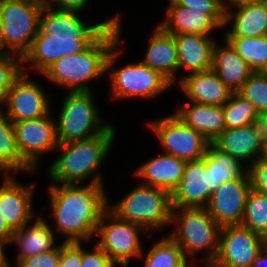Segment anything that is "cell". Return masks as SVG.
<instances>
[{"instance_id":"6da1fadb","label":"cell","mask_w":267,"mask_h":267,"mask_svg":"<svg viewBox=\"0 0 267 267\" xmlns=\"http://www.w3.org/2000/svg\"><path fill=\"white\" fill-rule=\"evenodd\" d=\"M116 24V16L95 25H87L77 11L54 10L45 6L39 18V31L22 62L30 63L41 74L55 61L85 51L108 27Z\"/></svg>"},{"instance_id":"7a4b0ae2","label":"cell","mask_w":267,"mask_h":267,"mask_svg":"<svg viewBox=\"0 0 267 267\" xmlns=\"http://www.w3.org/2000/svg\"><path fill=\"white\" fill-rule=\"evenodd\" d=\"M50 206L56 230L67 235L64 242L91 240L102 215L108 209V197L101 184L56 183L50 186Z\"/></svg>"},{"instance_id":"3957f363","label":"cell","mask_w":267,"mask_h":267,"mask_svg":"<svg viewBox=\"0 0 267 267\" xmlns=\"http://www.w3.org/2000/svg\"><path fill=\"white\" fill-rule=\"evenodd\" d=\"M120 21L116 15V24L108 27L85 51L63 56L42 74L71 92L92 91L87 85L89 80L102 77L117 62Z\"/></svg>"},{"instance_id":"277c9868","label":"cell","mask_w":267,"mask_h":267,"mask_svg":"<svg viewBox=\"0 0 267 267\" xmlns=\"http://www.w3.org/2000/svg\"><path fill=\"white\" fill-rule=\"evenodd\" d=\"M114 138L115 128L110 125L91 138L59 144L56 151L62 154L49 167L50 179L57 184H79L94 176L90 184L103 185L101 175L95 171L108 155Z\"/></svg>"},{"instance_id":"5b68a950","label":"cell","mask_w":267,"mask_h":267,"mask_svg":"<svg viewBox=\"0 0 267 267\" xmlns=\"http://www.w3.org/2000/svg\"><path fill=\"white\" fill-rule=\"evenodd\" d=\"M44 3L37 0H0V47L21 58L30 50L39 31Z\"/></svg>"},{"instance_id":"8992f818","label":"cell","mask_w":267,"mask_h":267,"mask_svg":"<svg viewBox=\"0 0 267 267\" xmlns=\"http://www.w3.org/2000/svg\"><path fill=\"white\" fill-rule=\"evenodd\" d=\"M108 209L118 218L147 232L171 225V193L162 188L138 185Z\"/></svg>"},{"instance_id":"52a82bcc","label":"cell","mask_w":267,"mask_h":267,"mask_svg":"<svg viewBox=\"0 0 267 267\" xmlns=\"http://www.w3.org/2000/svg\"><path fill=\"white\" fill-rule=\"evenodd\" d=\"M172 223L177 227L168 236L180 246L186 259L201 250L208 251L205 258L217 256L221 227L206 208L172 207Z\"/></svg>"},{"instance_id":"ba28073f","label":"cell","mask_w":267,"mask_h":267,"mask_svg":"<svg viewBox=\"0 0 267 267\" xmlns=\"http://www.w3.org/2000/svg\"><path fill=\"white\" fill-rule=\"evenodd\" d=\"M92 98V91L69 92L56 122L58 144L91 138L110 126L100 119Z\"/></svg>"},{"instance_id":"9c48e42d","label":"cell","mask_w":267,"mask_h":267,"mask_svg":"<svg viewBox=\"0 0 267 267\" xmlns=\"http://www.w3.org/2000/svg\"><path fill=\"white\" fill-rule=\"evenodd\" d=\"M105 219H109L107 224ZM139 230L147 232L134 223L118 218L107 209L97 227L96 236L100 239L97 245L115 264L127 266L130 258L143 256Z\"/></svg>"},{"instance_id":"30bf717a","label":"cell","mask_w":267,"mask_h":267,"mask_svg":"<svg viewBox=\"0 0 267 267\" xmlns=\"http://www.w3.org/2000/svg\"><path fill=\"white\" fill-rule=\"evenodd\" d=\"M165 149L186 162L202 159L210 142L198 131L185 125L175 114L149 123Z\"/></svg>"},{"instance_id":"8fae6325","label":"cell","mask_w":267,"mask_h":267,"mask_svg":"<svg viewBox=\"0 0 267 267\" xmlns=\"http://www.w3.org/2000/svg\"><path fill=\"white\" fill-rule=\"evenodd\" d=\"M114 98L142 97L153 99L173 84L160 72L142 62L129 63L111 72Z\"/></svg>"},{"instance_id":"7c38bea8","label":"cell","mask_w":267,"mask_h":267,"mask_svg":"<svg viewBox=\"0 0 267 267\" xmlns=\"http://www.w3.org/2000/svg\"><path fill=\"white\" fill-rule=\"evenodd\" d=\"M16 143L21 158L36 170L41 153L49 152L58 147L56 122L50 113L44 117L13 122Z\"/></svg>"},{"instance_id":"4fadbf2b","label":"cell","mask_w":267,"mask_h":267,"mask_svg":"<svg viewBox=\"0 0 267 267\" xmlns=\"http://www.w3.org/2000/svg\"><path fill=\"white\" fill-rule=\"evenodd\" d=\"M24 67L22 75L7 92L4 102L7 111H2L12 122L44 117L50 113L47 94L37 82L28 79V69Z\"/></svg>"},{"instance_id":"5bb4252c","label":"cell","mask_w":267,"mask_h":267,"mask_svg":"<svg viewBox=\"0 0 267 267\" xmlns=\"http://www.w3.org/2000/svg\"><path fill=\"white\" fill-rule=\"evenodd\" d=\"M250 190L247 171L238 179L222 183L212 193L206 209L220 227L241 225Z\"/></svg>"},{"instance_id":"9a60e30c","label":"cell","mask_w":267,"mask_h":267,"mask_svg":"<svg viewBox=\"0 0 267 267\" xmlns=\"http://www.w3.org/2000/svg\"><path fill=\"white\" fill-rule=\"evenodd\" d=\"M213 193L211 168L203 159L186 162L182 179L171 193V205L178 208H206Z\"/></svg>"},{"instance_id":"2e32d148","label":"cell","mask_w":267,"mask_h":267,"mask_svg":"<svg viewBox=\"0 0 267 267\" xmlns=\"http://www.w3.org/2000/svg\"><path fill=\"white\" fill-rule=\"evenodd\" d=\"M264 248V237L242 225L221 227L217 258L232 267H251Z\"/></svg>"},{"instance_id":"e0dca14e","label":"cell","mask_w":267,"mask_h":267,"mask_svg":"<svg viewBox=\"0 0 267 267\" xmlns=\"http://www.w3.org/2000/svg\"><path fill=\"white\" fill-rule=\"evenodd\" d=\"M33 189L32 184L24 186L15 181L11 174L5 175L0 186V213L13 231L28 225L34 217L31 201Z\"/></svg>"},{"instance_id":"ac0fdd59","label":"cell","mask_w":267,"mask_h":267,"mask_svg":"<svg viewBox=\"0 0 267 267\" xmlns=\"http://www.w3.org/2000/svg\"><path fill=\"white\" fill-rule=\"evenodd\" d=\"M235 6L237 11L230 12ZM232 22L226 37H262L267 36V2L227 3L225 25Z\"/></svg>"},{"instance_id":"d6986e66","label":"cell","mask_w":267,"mask_h":267,"mask_svg":"<svg viewBox=\"0 0 267 267\" xmlns=\"http://www.w3.org/2000/svg\"><path fill=\"white\" fill-rule=\"evenodd\" d=\"M180 87L190 102L213 106H223L233 93L212 69L183 77Z\"/></svg>"},{"instance_id":"ffe728a7","label":"cell","mask_w":267,"mask_h":267,"mask_svg":"<svg viewBox=\"0 0 267 267\" xmlns=\"http://www.w3.org/2000/svg\"><path fill=\"white\" fill-rule=\"evenodd\" d=\"M262 142L258 124L254 123L245 127L226 128L212 144L240 162L248 159H254V162L260 157Z\"/></svg>"},{"instance_id":"44dd1931","label":"cell","mask_w":267,"mask_h":267,"mask_svg":"<svg viewBox=\"0 0 267 267\" xmlns=\"http://www.w3.org/2000/svg\"><path fill=\"white\" fill-rule=\"evenodd\" d=\"M210 35L173 34L178 54V69L186 68L191 73L212 69L215 42Z\"/></svg>"},{"instance_id":"7402d4cb","label":"cell","mask_w":267,"mask_h":267,"mask_svg":"<svg viewBox=\"0 0 267 267\" xmlns=\"http://www.w3.org/2000/svg\"><path fill=\"white\" fill-rule=\"evenodd\" d=\"M186 161L169 154H161L136 169L135 175L143 179L146 186L158 187L170 193L182 179Z\"/></svg>"},{"instance_id":"603a6c76","label":"cell","mask_w":267,"mask_h":267,"mask_svg":"<svg viewBox=\"0 0 267 267\" xmlns=\"http://www.w3.org/2000/svg\"><path fill=\"white\" fill-rule=\"evenodd\" d=\"M166 20L158 26L168 34H201L210 35L220 26L204 11H197L169 0Z\"/></svg>"},{"instance_id":"cb8c5ba5","label":"cell","mask_w":267,"mask_h":267,"mask_svg":"<svg viewBox=\"0 0 267 267\" xmlns=\"http://www.w3.org/2000/svg\"><path fill=\"white\" fill-rule=\"evenodd\" d=\"M185 102L175 115L212 143L226 129L222 106Z\"/></svg>"},{"instance_id":"d4e9b609","label":"cell","mask_w":267,"mask_h":267,"mask_svg":"<svg viewBox=\"0 0 267 267\" xmlns=\"http://www.w3.org/2000/svg\"><path fill=\"white\" fill-rule=\"evenodd\" d=\"M146 66L160 72L172 84L178 70V54L173 35L164 32L159 26L154 30L141 61Z\"/></svg>"},{"instance_id":"484cf974","label":"cell","mask_w":267,"mask_h":267,"mask_svg":"<svg viewBox=\"0 0 267 267\" xmlns=\"http://www.w3.org/2000/svg\"><path fill=\"white\" fill-rule=\"evenodd\" d=\"M212 70L233 92H238L254 72L226 41V46L215 45Z\"/></svg>"},{"instance_id":"4316f807","label":"cell","mask_w":267,"mask_h":267,"mask_svg":"<svg viewBox=\"0 0 267 267\" xmlns=\"http://www.w3.org/2000/svg\"><path fill=\"white\" fill-rule=\"evenodd\" d=\"M26 227L27 225L14 231L11 239V243L15 242L19 245L20 253L16 259L17 262L56 248L54 246V233L46 220L39 217L33 226L27 227V229Z\"/></svg>"},{"instance_id":"83f0119b","label":"cell","mask_w":267,"mask_h":267,"mask_svg":"<svg viewBox=\"0 0 267 267\" xmlns=\"http://www.w3.org/2000/svg\"><path fill=\"white\" fill-rule=\"evenodd\" d=\"M0 170L9 173L33 169L21 158L15 136L13 122L0 111Z\"/></svg>"},{"instance_id":"f1b7e54d","label":"cell","mask_w":267,"mask_h":267,"mask_svg":"<svg viewBox=\"0 0 267 267\" xmlns=\"http://www.w3.org/2000/svg\"><path fill=\"white\" fill-rule=\"evenodd\" d=\"M207 168H211L213 177V192L227 181L238 179L243 176L247 170L243 171L240 161L234 159L230 154L217 149L212 143L207 148V153L202 158Z\"/></svg>"},{"instance_id":"f546056e","label":"cell","mask_w":267,"mask_h":267,"mask_svg":"<svg viewBox=\"0 0 267 267\" xmlns=\"http://www.w3.org/2000/svg\"><path fill=\"white\" fill-rule=\"evenodd\" d=\"M144 267H188V259L185 258L180 246L169 236L162 237L147 253Z\"/></svg>"},{"instance_id":"4dcf8cb0","label":"cell","mask_w":267,"mask_h":267,"mask_svg":"<svg viewBox=\"0 0 267 267\" xmlns=\"http://www.w3.org/2000/svg\"><path fill=\"white\" fill-rule=\"evenodd\" d=\"M225 39L254 72H258L267 62V36Z\"/></svg>"},{"instance_id":"1f68e13d","label":"cell","mask_w":267,"mask_h":267,"mask_svg":"<svg viewBox=\"0 0 267 267\" xmlns=\"http://www.w3.org/2000/svg\"><path fill=\"white\" fill-rule=\"evenodd\" d=\"M226 128L245 127L258 121V111L255 105L241 96L238 92H233L230 100L222 106Z\"/></svg>"},{"instance_id":"d6a6232c","label":"cell","mask_w":267,"mask_h":267,"mask_svg":"<svg viewBox=\"0 0 267 267\" xmlns=\"http://www.w3.org/2000/svg\"><path fill=\"white\" fill-rule=\"evenodd\" d=\"M241 225L263 237L267 236V195L250 190Z\"/></svg>"},{"instance_id":"836d02e7","label":"cell","mask_w":267,"mask_h":267,"mask_svg":"<svg viewBox=\"0 0 267 267\" xmlns=\"http://www.w3.org/2000/svg\"><path fill=\"white\" fill-rule=\"evenodd\" d=\"M3 53L0 55V104L4 105L8 90L23 73V62L20 56ZM2 111V107H0Z\"/></svg>"},{"instance_id":"e575fe53","label":"cell","mask_w":267,"mask_h":267,"mask_svg":"<svg viewBox=\"0 0 267 267\" xmlns=\"http://www.w3.org/2000/svg\"><path fill=\"white\" fill-rule=\"evenodd\" d=\"M238 93L245 99L250 100L255 105L258 113L267 111V77L258 72H253Z\"/></svg>"},{"instance_id":"d590c367","label":"cell","mask_w":267,"mask_h":267,"mask_svg":"<svg viewBox=\"0 0 267 267\" xmlns=\"http://www.w3.org/2000/svg\"><path fill=\"white\" fill-rule=\"evenodd\" d=\"M178 5L197 10L204 11L209 15L220 27L225 26V8L226 4L221 0H174Z\"/></svg>"},{"instance_id":"8d00e7d4","label":"cell","mask_w":267,"mask_h":267,"mask_svg":"<svg viewBox=\"0 0 267 267\" xmlns=\"http://www.w3.org/2000/svg\"><path fill=\"white\" fill-rule=\"evenodd\" d=\"M60 258V246L29 258L21 259L16 267H58Z\"/></svg>"},{"instance_id":"74e56055","label":"cell","mask_w":267,"mask_h":267,"mask_svg":"<svg viewBox=\"0 0 267 267\" xmlns=\"http://www.w3.org/2000/svg\"><path fill=\"white\" fill-rule=\"evenodd\" d=\"M248 168L251 189L267 195V162L257 159Z\"/></svg>"},{"instance_id":"f35d334b","label":"cell","mask_w":267,"mask_h":267,"mask_svg":"<svg viewBox=\"0 0 267 267\" xmlns=\"http://www.w3.org/2000/svg\"><path fill=\"white\" fill-rule=\"evenodd\" d=\"M81 247V242H63L58 267H81Z\"/></svg>"},{"instance_id":"ab89813d","label":"cell","mask_w":267,"mask_h":267,"mask_svg":"<svg viewBox=\"0 0 267 267\" xmlns=\"http://www.w3.org/2000/svg\"><path fill=\"white\" fill-rule=\"evenodd\" d=\"M113 260L97 245L94 252L81 248V267H114Z\"/></svg>"},{"instance_id":"60d3db41","label":"cell","mask_w":267,"mask_h":267,"mask_svg":"<svg viewBox=\"0 0 267 267\" xmlns=\"http://www.w3.org/2000/svg\"><path fill=\"white\" fill-rule=\"evenodd\" d=\"M55 1V2H54ZM89 0H47L44 4L52 8V3L56 4L53 9L56 10H67V11H81L87 5Z\"/></svg>"},{"instance_id":"b9f144b4","label":"cell","mask_w":267,"mask_h":267,"mask_svg":"<svg viewBox=\"0 0 267 267\" xmlns=\"http://www.w3.org/2000/svg\"><path fill=\"white\" fill-rule=\"evenodd\" d=\"M13 233L14 231L7 225L6 221L0 213V238L5 239L10 244Z\"/></svg>"},{"instance_id":"7bdbcfd3","label":"cell","mask_w":267,"mask_h":267,"mask_svg":"<svg viewBox=\"0 0 267 267\" xmlns=\"http://www.w3.org/2000/svg\"><path fill=\"white\" fill-rule=\"evenodd\" d=\"M257 124L260 129L262 139L267 140V111L259 113Z\"/></svg>"},{"instance_id":"ee69618b","label":"cell","mask_w":267,"mask_h":267,"mask_svg":"<svg viewBox=\"0 0 267 267\" xmlns=\"http://www.w3.org/2000/svg\"><path fill=\"white\" fill-rule=\"evenodd\" d=\"M251 267H267V251L265 248L258 254Z\"/></svg>"},{"instance_id":"f6af8a7d","label":"cell","mask_w":267,"mask_h":267,"mask_svg":"<svg viewBox=\"0 0 267 267\" xmlns=\"http://www.w3.org/2000/svg\"><path fill=\"white\" fill-rule=\"evenodd\" d=\"M204 267H232L227 263L220 261L217 257L205 258Z\"/></svg>"},{"instance_id":"bcb514c9","label":"cell","mask_w":267,"mask_h":267,"mask_svg":"<svg viewBox=\"0 0 267 267\" xmlns=\"http://www.w3.org/2000/svg\"><path fill=\"white\" fill-rule=\"evenodd\" d=\"M9 244L5 239L0 238V267H11L10 262H8L7 257L3 251V246Z\"/></svg>"},{"instance_id":"7dc6e473","label":"cell","mask_w":267,"mask_h":267,"mask_svg":"<svg viewBox=\"0 0 267 267\" xmlns=\"http://www.w3.org/2000/svg\"><path fill=\"white\" fill-rule=\"evenodd\" d=\"M259 160L267 162V140H263L262 142V150Z\"/></svg>"},{"instance_id":"c3c4849f","label":"cell","mask_w":267,"mask_h":267,"mask_svg":"<svg viewBox=\"0 0 267 267\" xmlns=\"http://www.w3.org/2000/svg\"><path fill=\"white\" fill-rule=\"evenodd\" d=\"M267 2V0H228V3Z\"/></svg>"},{"instance_id":"681fc988","label":"cell","mask_w":267,"mask_h":267,"mask_svg":"<svg viewBox=\"0 0 267 267\" xmlns=\"http://www.w3.org/2000/svg\"><path fill=\"white\" fill-rule=\"evenodd\" d=\"M259 74H261L264 77H267V62L264 64V66L258 71Z\"/></svg>"},{"instance_id":"f907efd6","label":"cell","mask_w":267,"mask_h":267,"mask_svg":"<svg viewBox=\"0 0 267 267\" xmlns=\"http://www.w3.org/2000/svg\"><path fill=\"white\" fill-rule=\"evenodd\" d=\"M264 248L267 251V236H264Z\"/></svg>"},{"instance_id":"816d5d0a","label":"cell","mask_w":267,"mask_h":267,"mask_svg":"<svg viewBox=\"0 0 267 267\" xmlns=\"http://www.w3.org/2000/svg\"><path fill=\"white\" fill-rule=\"evenodd\" d=\"M37 1H40V2H43V3H45L47 0H37Z\"/></svg>"},{"instance_id":"f5cc1de1","label":"cell","mask_w":267,"mask_h":267,"mask_svg":"<svg viewBox=\"0 0 267 267\" xmlns=\"http://www.w3.org/2000/svg\"><path fill=\"white\" fill-rule=\"evenodd\" d=\"M0 50H1V51H0V55H2L4 52H2V49H1V47H0Z\"/></svg>"}]
</instances>
